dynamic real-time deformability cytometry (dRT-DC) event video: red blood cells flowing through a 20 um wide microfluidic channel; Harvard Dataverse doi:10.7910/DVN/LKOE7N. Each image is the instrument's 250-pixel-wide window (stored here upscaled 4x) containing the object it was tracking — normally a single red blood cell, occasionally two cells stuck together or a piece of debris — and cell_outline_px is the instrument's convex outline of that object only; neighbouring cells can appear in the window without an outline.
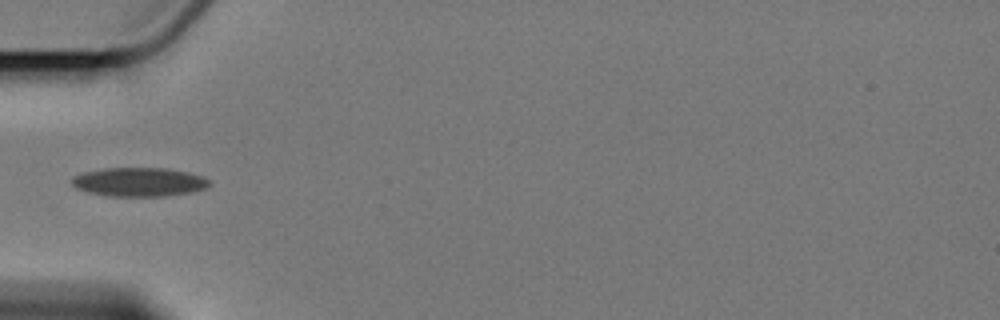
{"species": "Egyptian fruit bat (a non-hibernating species)", "species_latin": "Rousettus aegyptiacus", "temperature_condition": "cold", "stored_images_in_passage": 9, "camera_frame_rate_fps": 3000, "um_per_image_px": 0.085, "animal": {"sex": "female"}, "frame": {"image": 1, "passage_image": 4, "time_ms": 3.667, "image_size_px": [1000, 320], "cell_outline_px": [[212, 184], [204, 188], [192, 192], [164, 196], [108, 196], [88, 192], [76, 188], [72, 184], [72, 176], [84, 172], [104, 168], [168, 168], [188, 172], [212, 180]], "centroid_in_image_um": [11.83, 15.46], "position_along_channel_um": 73.2, "area_um2": 23.24}}
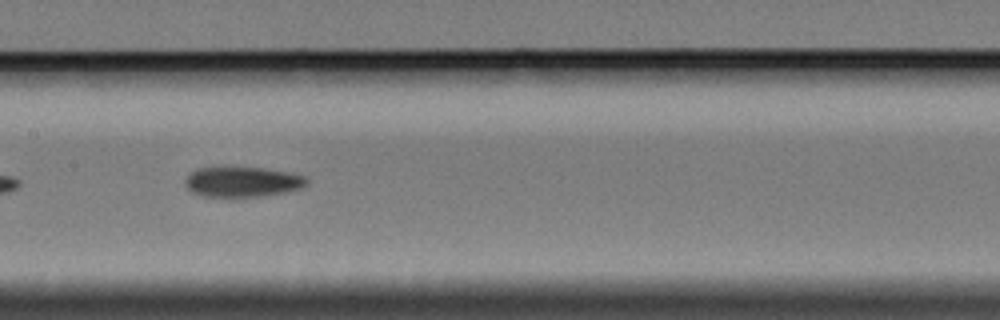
{"frame": {"image": 2, "passage_image": 7, "time_ms": 7.0, "image_size_px": [1000, 320], "cell_outline_px": [[308, 184], [304, 188], [264, 196], [204, 196], [192, 192], [184, 184], [184, 180], [192, 172], [200, 168], [264, 168], [288, 172], [304, 176], [308, 180]], "centroid_in_image_um": [20.65, 15.46], "position_along_channel_um": 186.8, "area_um2": 21.1}}
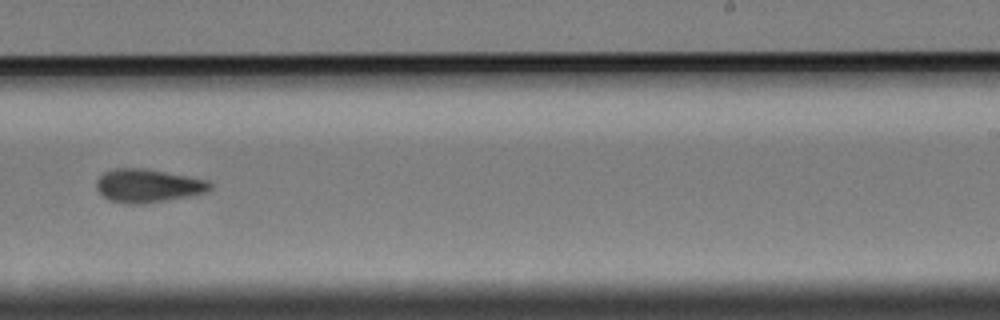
{"frame": {"image": 3, "passage_image": 9, "time_ms": 9.667, "image_size_px": [1000, 320], "cell_outline_px": [[212, 188], [208, 192], [188, 196], [140, 204], [128, 204], [108, 200], [96, 188], [96, 180], [104, 172], [116, 168], [144, 168], [208, 180], [212, 184]], "centroid_in_image_um": [12.57, 15.78], "position_along_channel_um": 276.4, "area_um2": 21.96}}